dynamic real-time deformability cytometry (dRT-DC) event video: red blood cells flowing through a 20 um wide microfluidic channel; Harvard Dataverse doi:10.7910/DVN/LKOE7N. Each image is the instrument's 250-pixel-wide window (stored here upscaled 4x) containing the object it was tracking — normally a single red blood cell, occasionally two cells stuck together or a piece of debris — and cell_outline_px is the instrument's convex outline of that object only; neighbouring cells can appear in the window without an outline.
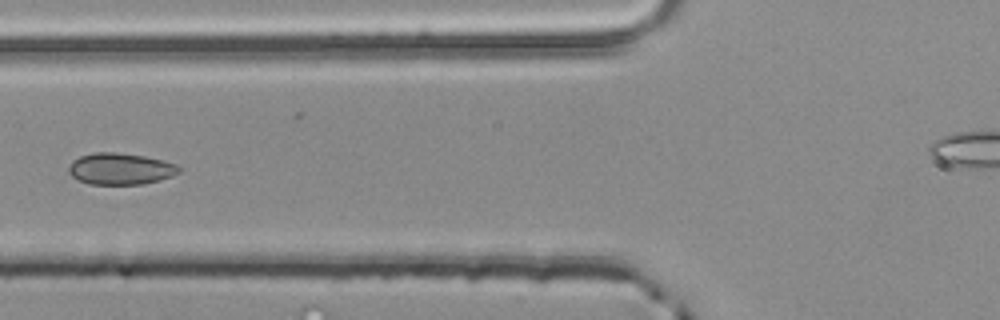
{"species": "common noctule bat (a hibernating species)", "species_latin": "Nyctalus noctula", "temperature_condition": "room temperature", "stored_images_in_passage": 4, "camera_frame_rate_fps": 3000, "um_per_image_px": 0.085, "animal": {"sex": "male", "body_mass_g": 20.4}, "frame": {"image": 1, "passage_image": 4, "time_ms": 1.0, "image_size_px": [1000, 320], "cell_outline_px": [[180, 172], [172, 176], [160, 180], [144, 184], [88, 184], [72, 176], [68, 172], [68, 164], [72, 160], [80, 156], [92, 152], [116, 152], [144, 156], [164, 160], [176, 164], [180, 168]], "centroid_in_image_um": [10.22, 14.34], "position_along_channel_um": 115.6, "area_um2": 20.46}}